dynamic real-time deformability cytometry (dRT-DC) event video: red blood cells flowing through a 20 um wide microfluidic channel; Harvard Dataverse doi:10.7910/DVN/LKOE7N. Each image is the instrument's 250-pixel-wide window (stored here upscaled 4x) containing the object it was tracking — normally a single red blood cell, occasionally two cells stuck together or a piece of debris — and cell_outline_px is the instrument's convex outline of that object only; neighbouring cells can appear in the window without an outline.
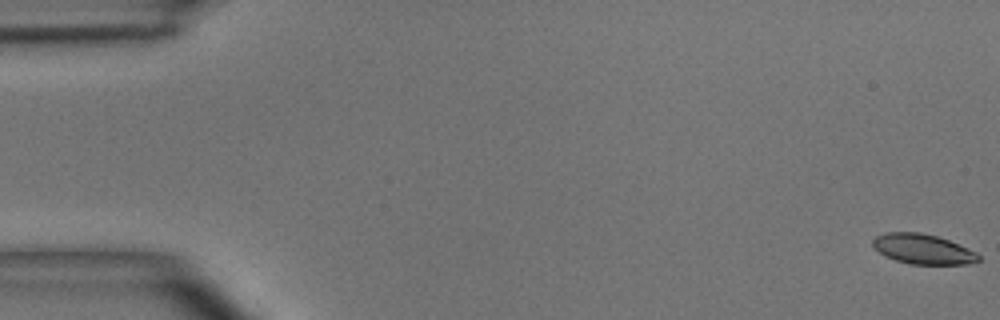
{"species": "common noctule bat (a hibernating species)", "species_latin": "Nyctalus noctula", "temperature_condition": "room temperature", "stored_images_in_passage": 5, "camera_frame_rate_fps": 3000, "um_per_image_px": 0.085, "animal": {"sex": "male", "body_mass_g": 15.6}, "frame": {"image": 1, "passage_image": 1, "time_ms": 0.0, "image_size_px": [1000, 320], "cell_outline_px": [[980, 260], [968, 264], [912, 264], [896, 260], [884, 256], [872, 244], [872, 240], [876, 236], [884, 232], [920, 232], [936, 236], [948, 240], [976, 252], [980, 256]], "centroid_in_image_um": [78.43, 21.17], "position_along_channel_um": 6.6, "area_um2": 18.32}}
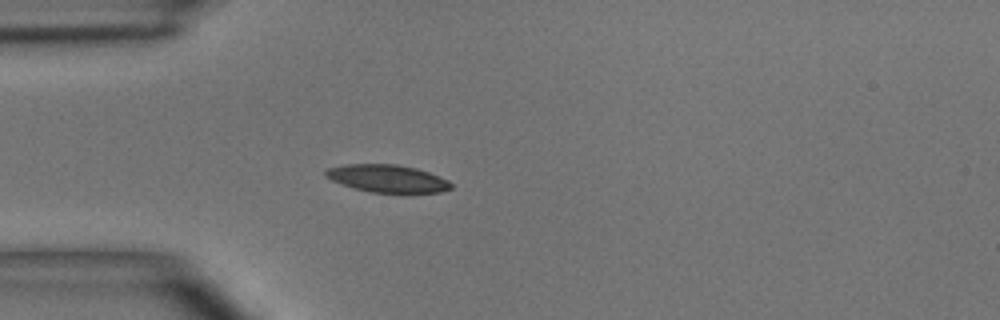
{"frame": {"image": 2, "passage_image": 5, "time_ms": 4.667, "image_size_px": [1000, 320], "cell_outline_px": [[452, 188], [440, 192], [404, 196], [400, 196], [372, 192], [352, 188], [332, 180], [324, 176], [324, 172], [328, 168], [348, 164], [396, 164], [416, 168], [428, 172], [448, 180], [452, 184]], "centroid_in_image_um": [32.98, 15.23], "position_along_channel_um": 52.0, "area_um2": 20.98}}